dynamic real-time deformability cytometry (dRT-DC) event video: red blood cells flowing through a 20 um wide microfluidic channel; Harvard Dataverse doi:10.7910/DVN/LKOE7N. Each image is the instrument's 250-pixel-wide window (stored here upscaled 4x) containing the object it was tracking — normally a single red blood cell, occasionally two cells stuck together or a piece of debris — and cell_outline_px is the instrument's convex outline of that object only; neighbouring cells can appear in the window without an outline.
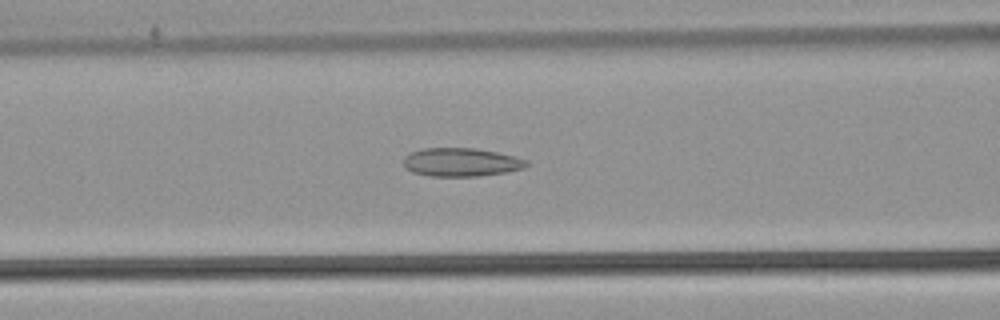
{"species": "common noctule bat (a hibernating species)", "species_latin": "Nyctalus noctula", "temperature_condition": "warm", "stored_images_in_passage": 44, "camera_frame_rate_fps": 3000, "um_per_image_px": 0.085, "animal": {"sex": "male", "body_mass_g": 21.5, "forearm_length_mm": 52.0}, "frame": {"image": 1, "passage_image": 13, "time_ms": 4.0, "image_size_px": [1000, 320], "cell_outline_px": [[528, 164], [524, 168], [504, 172], [476, 176], [432, 176], [412, 172], [404, 168], [404, 156], [420, 148], [476, 148], [496, 152], [528, 160]], "centroid_in_image_um": [39.16, 13.78], "position_along_channel_um": 127.4, "area_um2": 20.29}}
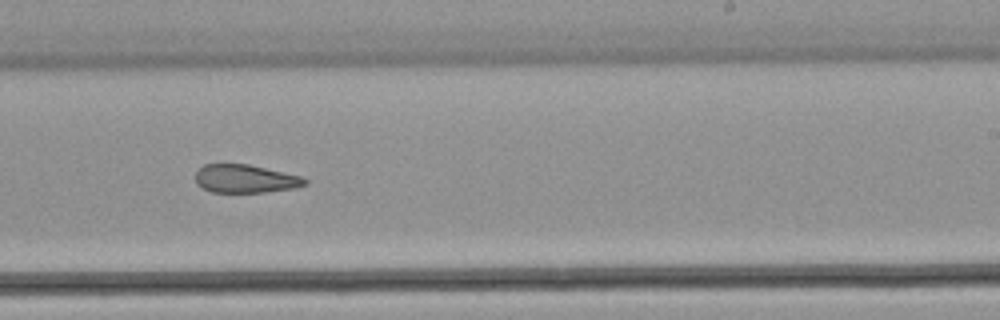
{"frame": {"image": 2, "passage_image": 24, "time_ms": 7.667, "image_size_px": [1000, 320], "cell_outline_px": [[308, 184], [292, 188], [264, 192], [212, 192], [196, 184], [196, 172], [204, 164], [248, 164], [300, 176], [308, 180]], "centroid_in_image_um": [20.84, 15.19], "position_along_channel_um": 268.2, "area_um2": 17.8}}
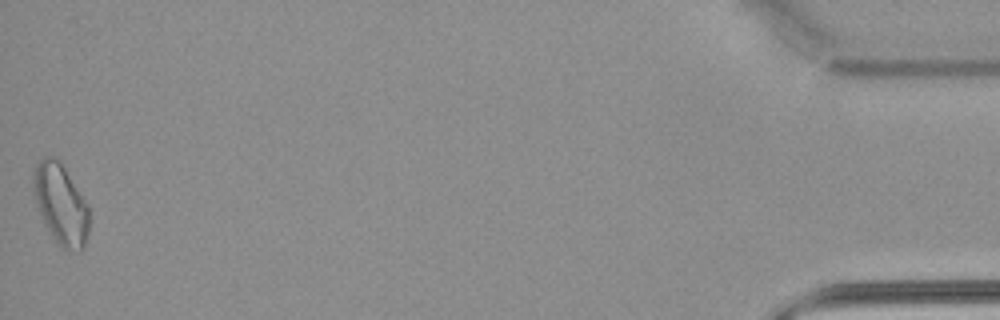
{"frame": {"image": 3, "passage_image": 44, "time_ms": 14.333, "image_size_px": [1000, 320], "cell_outline_px": [[88, 236], [84, 248], [80, 252], [60, 248], [44, 224], [32, 188], [36, 164], [44, 156], [56, 156], [60, 160], [88, 204]], "centroid_in_image_um": [5.18, 17.36], "position_along_channel_um": 430.0, "area_um2": 26.24}, "authors_computed_cell_mechanics": {"area_um2": 20.0855, "velocity_mm_per_s": 3.8458, "shape_relaxation_time_tau1_ms": null, "shape_relaxation_time_tau2_ms": 4.0401, "deformation_change_tau1": null, "deformation_change_tau2": 0.1322}}